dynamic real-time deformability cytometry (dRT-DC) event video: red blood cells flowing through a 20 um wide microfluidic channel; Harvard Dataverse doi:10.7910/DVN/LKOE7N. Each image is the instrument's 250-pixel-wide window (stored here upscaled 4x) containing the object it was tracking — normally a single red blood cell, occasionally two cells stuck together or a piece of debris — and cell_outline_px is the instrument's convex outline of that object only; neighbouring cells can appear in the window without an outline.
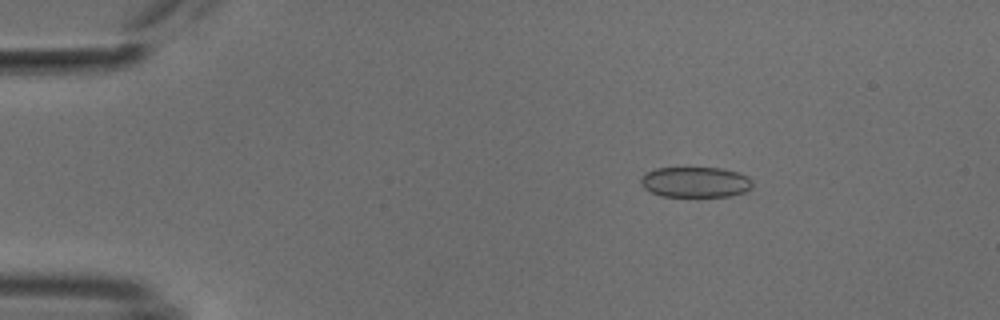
{"species": "common noctule bat (a hibernating species)", "species_latin": "Nyctalus noctula", "temperature_condition": "cold", "stored_images_in_passage": 53, "camera_frame_rate_fps": 3000, "um_per_image_px": 0.085, "animal": {"sex": "male", "body_mass_g": 18.8}, "frame": {"image": 1, "passage_image": 9, "time_ms": 2.667, "image_size_px": [1000, 320], "cell_outline_px": [[752, 188], [744, 192], [732, 196], [696, 200], [660, 196], [644, 188], [640, 184], [640, 180], [644, 172], [656, 168], [720, 168], [740, 172], [748, 176], [752, 180]], "centroid_in_image_um": [59.12, 15.54], "position_along_channel_um": 25.9, "area_um2": 21.1}}
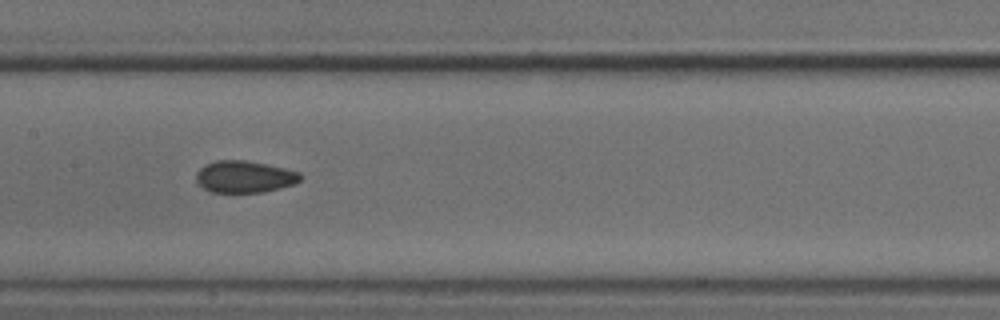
{"frame": {"image": 2, "passage_image": 27, "time_ms": 8.667, "image_size_px": [1000, 320], "cell_outline_px": [[304, 176], [296, 184], [264, 192], [212, 192], [204, 188], [196, 180], [196, 172], [200, 168], [216, 160], [244, 160], [284, 168], [300, 172]], "centroid_in_image_um": [20.82, 15.03], "position_along_channel_um": 186.6, "area_um2": 19.31}}
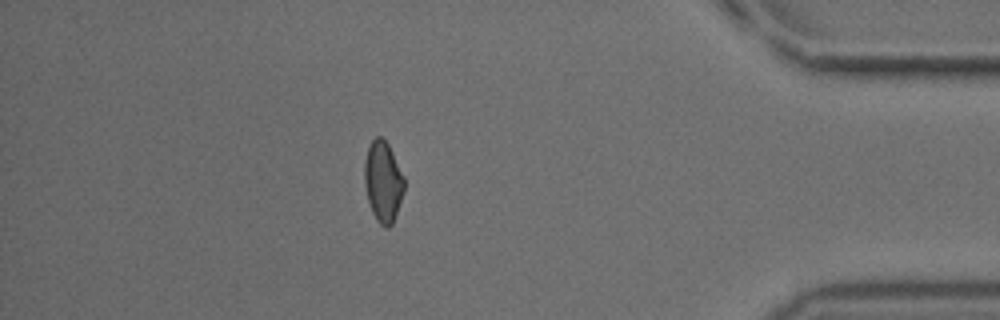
{"frame": {"image": 3, "passage_image": 47, "time_ms": 15.333, "image_size_px": [1000, 320], "cell_outline_px": [[404, 192], [392, 224], [388, 228], [384, 228], [376, 220], [372, 212], [368, 200], [364, 184], [364, 164], [368, 148], [372, 140], [376, 136], [380, 136], [388, 144], [404, 176]], "centroid_in_image_um": [32.55, 15.45], "position_along_channel_um": 402.6, "area_um2": 18.67}, "authors_computed_cell_mechanics": {"area_um2": 19.5942, "velocity_mm_per_s": 3.8111, "shape_relaxation_time_tau1_ms": 5.8174, "shape_relaxation_time_tau2_ms": 2.4661, "deformation_change_tau1": 0.0647, "deformation_change_tau2": 0.0587}}